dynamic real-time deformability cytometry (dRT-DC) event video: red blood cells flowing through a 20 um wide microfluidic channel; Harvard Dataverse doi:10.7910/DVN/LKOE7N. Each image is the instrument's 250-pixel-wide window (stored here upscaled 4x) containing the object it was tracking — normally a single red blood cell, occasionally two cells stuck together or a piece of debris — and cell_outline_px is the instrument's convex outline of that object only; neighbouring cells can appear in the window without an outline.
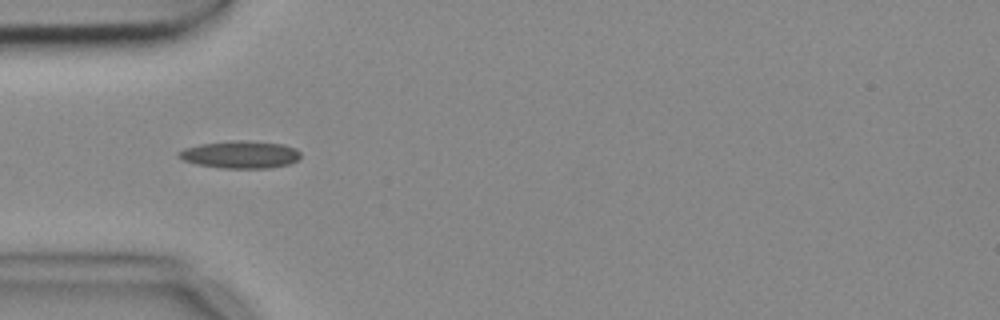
{"species": "common noctule bat (a hibernating species)", "species_latin": "Nyctalus noctula", "temperature_condition": "cold", "stored_images_in_passage": 5, "camera_frame_rate_fps": 3000, "um_per_image_px": 0.085, "animal": {"sex": "female", "body_mass_g": 18.4}, "frame": {"image": 1, "passage_image": 4, "time_ms": 1.0, "image_size_px": [1000, 320], "cell_outline_px": [[300, 156], [296, 160], [288, 164], [268, 168], [220, 168], [196, 164], [184, 160], [176, 156], [176, 152], [184, 148], [200, 144], [236, 140], [248, 140], [284, 144], [296, 148], [300, 152]], "centroid_in_image_um": [20.4, 13.13], "position_along_channel_um": 64.6, "area_um2": 19.59}}